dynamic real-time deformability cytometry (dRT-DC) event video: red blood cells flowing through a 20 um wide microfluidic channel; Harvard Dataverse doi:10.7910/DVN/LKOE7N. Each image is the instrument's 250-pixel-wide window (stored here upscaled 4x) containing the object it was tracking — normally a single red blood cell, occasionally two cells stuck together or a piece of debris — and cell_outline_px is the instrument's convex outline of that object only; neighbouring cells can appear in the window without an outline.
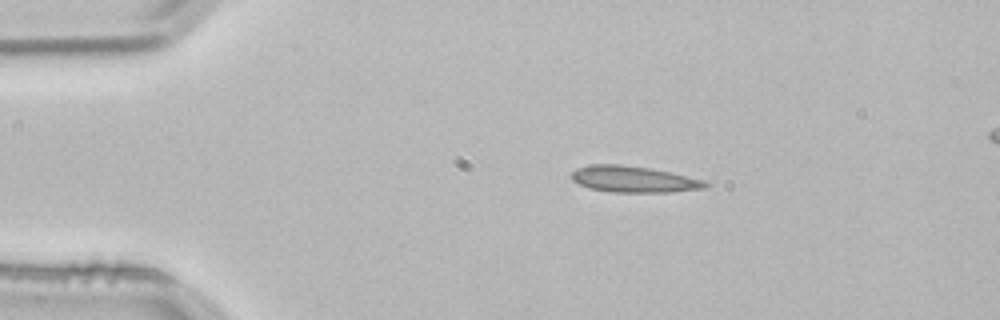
{"species": "common noctule bat (a hibernating species)", "species_latin": "Nyctalus noctula", "temperature_condition": "room temperature", "stored_images_in_passage": 3, "segment_of_instrument_passage": [1, 2], "camera_frame_rate_fps": 3000, "um_per_image_px": 0.085, "animal": {"sex": "male", "body_mass_g": 21.5, "forearm_length_mm": 52.0}, "frame": {"image": 1, "passage_image": 1, "time_ms": 0.0, "image_size_px": [1000, 320], "cell_outline_px": [[712, 184], [708, 188], [672, 192], [612, 192], [588, 188], [572, 180], [572, 172], [576, 168], [592, 164], [620, 164], [648, 168], [668, 172], [704, 180]], "centroid_in_image_um": [53.88, 15.24], "position_along_channel_um": 31.1, "area_um2": 20.52}}